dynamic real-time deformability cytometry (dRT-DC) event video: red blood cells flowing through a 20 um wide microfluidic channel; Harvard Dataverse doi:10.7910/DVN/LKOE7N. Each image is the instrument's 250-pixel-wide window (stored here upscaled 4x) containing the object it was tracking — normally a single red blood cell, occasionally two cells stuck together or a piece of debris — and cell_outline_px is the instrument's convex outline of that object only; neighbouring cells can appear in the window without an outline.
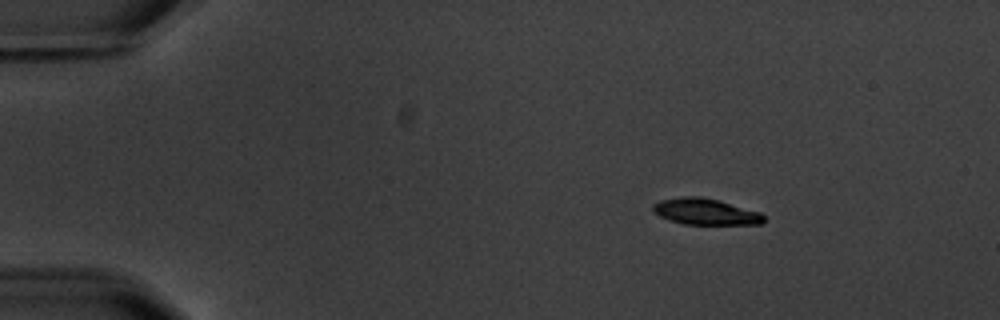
{"species": "common noctule bat (a hibernating species)", "species_latin": "Nyctalus noctula", "temperature_condition": "warm", "stored_images_in_passage": 5, "camera_frame_rate_fps": 3000, "um_per_image_px": 0.085, "animal": {"sex": "male", "body_mass_g": 20.1, "forearm_length_mm": 53.5}, "frame": {"image": 1, "passage_image": 3, "time_ms": 2.667, "image_size_px": [1000, 320], "cell_outline_px": [[764, 220], [760, 224], [684, 224], [668, 220], [652, 212], [652, 204], [660, 200], [680, 196], [700, 196], [720, 200], [760, 212], [764, 216]], "centroid_in_image_um": [59.92, 17.98], "position_along_channel_um": 25.1, "area_um2": 17.11}}
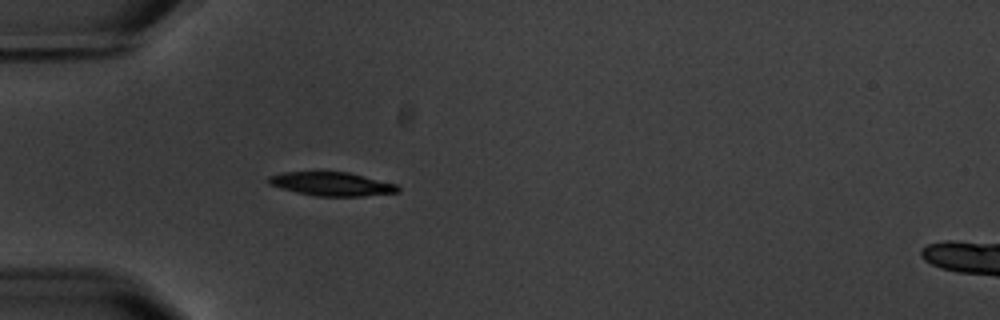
{"frame": {"image": 2, "passage_image": 5, "time_ms": 5.667, "image_size_px": [1000, 320], "cell_outline_px": [[400, 192], [364, 196], [316, 196], [296, 192], [280, 188], [268, 184], [268, 176], [284, 172], [348, 172], [396, 184], [400, 188]], "centroid_in_image_um": [28.19, 15.64], "position_along_channel_um": 56.8, "area_um2": 17.8}}